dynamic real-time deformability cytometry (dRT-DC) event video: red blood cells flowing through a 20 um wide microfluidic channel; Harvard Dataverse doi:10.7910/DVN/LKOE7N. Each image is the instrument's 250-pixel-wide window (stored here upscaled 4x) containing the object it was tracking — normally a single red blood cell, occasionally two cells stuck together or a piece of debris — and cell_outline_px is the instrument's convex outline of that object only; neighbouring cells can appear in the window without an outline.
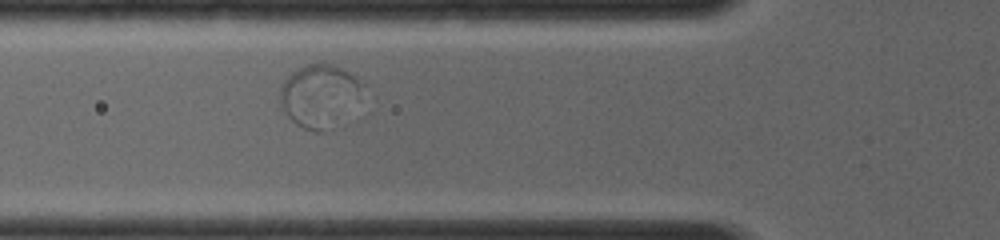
{"species": "common noctule bat (a hibernating species)", "species_latin": "Nyctalus noctula", "temperature_condition": "room temperature", "stored_images_in_passage": 10, "camera_frame_rate_fps": 4000, "um_per_image_px": 0.085, "animal": {"sex": "female", "body_mass_g": 19.0, "forearm_length_mm": 56.7}, "frame": {"image": 1, "passage_image": 4, "time_ms": 1.75, "image_size_px": [1000, 240], "cell_outline_px": [[356, 84], [320, 128], [316, 132], [304, 128], [296, 124], [284, 112], [280, 100], [280, 88], [284, 80], [292, 72], [308, 64], [332, 64], [344, 68], [356, 80]], "centroid_in_image_um": [26.76, 7.96], "position_along_channel_um": 99.0, "area_um2": 25.26}}
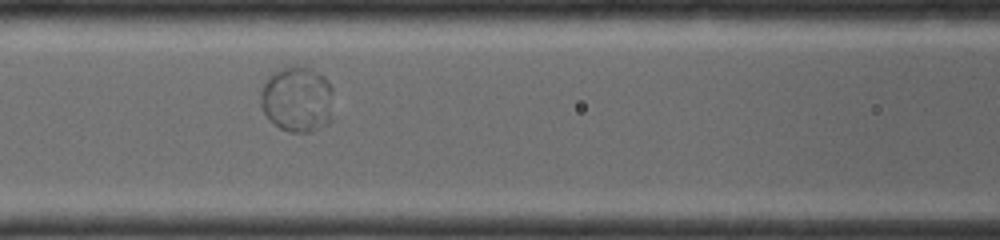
{"frame": {"image": 2, "passage_image": 6, "time_ms": 2.75, "image_size_px": [1000, 240], "cell_outline_px": [[332, 120], [328, 124], [304, 132], [292, 132], [280, 128], [264, 112], [260, 104], [260, 92], [264, 84], [276, 72], [284, 68], [296, 64], [300, 64], [324, 76], [332, 88]], "centroid_in_image_um": [25.29, 8.43], "position_along_channel_um": 141.3, "area_um2": 27.63}}
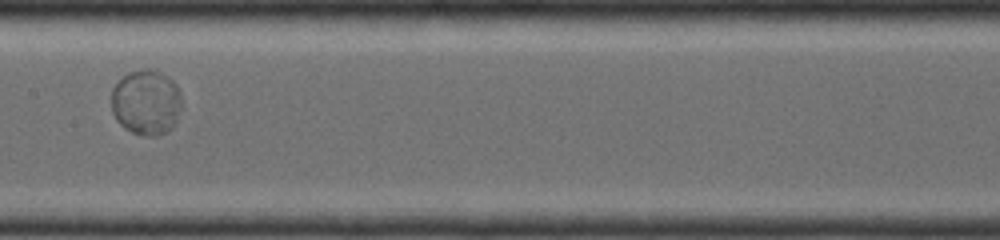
{"frame": {"image": 3, "passage_image": 9, "time_ms": 4.0, "image_size_px": [1000, 240], "cell_outline_px": [[180, 108], [176, 120], [172, 128], [164, 132], [132, 132], [120, 124], [116, 120], [112, 112], [112, 88], [128, 72], [144, 68], [156, 68], [168, 76], [172, 80], [180, 92]], "centroid_in_image_um": [12.41, 8.61], "position_along_channel_um": 195.0, "area_um2": 26.18}}